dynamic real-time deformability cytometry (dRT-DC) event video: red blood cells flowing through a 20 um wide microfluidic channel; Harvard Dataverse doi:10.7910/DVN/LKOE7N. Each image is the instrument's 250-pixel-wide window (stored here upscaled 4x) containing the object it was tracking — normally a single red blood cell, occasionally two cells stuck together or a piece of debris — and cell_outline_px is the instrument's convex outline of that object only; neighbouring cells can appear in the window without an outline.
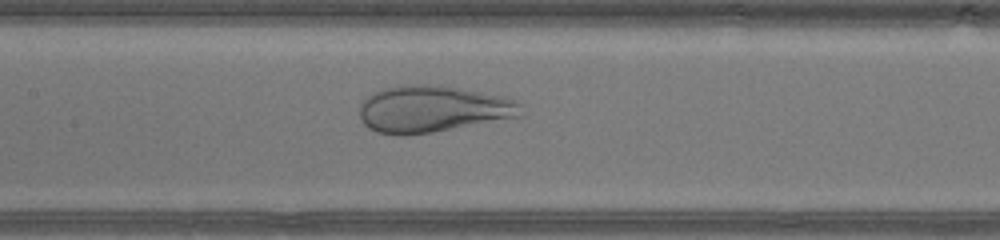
{"species": "human", "species_latin": "Homo sapiens", "temperature_condition": "warm", "stored_images_in_passage": 43, "camera_frame_rate_fps": 3000, "um_per_image_px": 0.085, "donor": {"sex": "male"}, "frame": {"image": 1, "passage_image": 20, "time_ms": 6.333, "image_size_px": [1000, 240], "cell_outline_px": [[524, 116], [432, 132], [376, 132], [368, 128], [360, 120], [360, 104], [372, 92], [384, 88], [400, 84], [436, 84], [504, 96], [516, 100], [524, 104]], "centroid_in_image_um": [36.85, 9.22], "position_along_channel_um": 170.5, "area_um2": 43.81}}
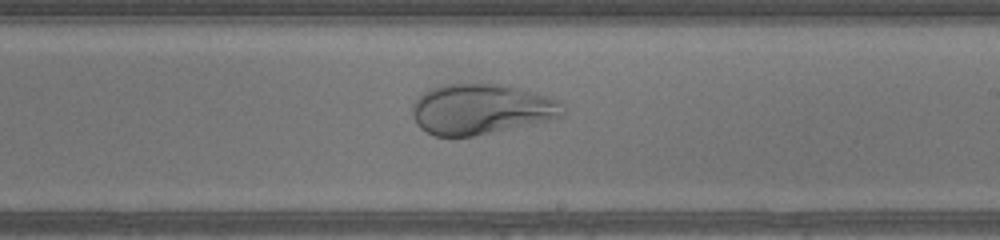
{"frame": {"image": 2, "passage_image": 25, "time_ms": 8.0, "image_size_px": [1000, 240], "cell_outline_px": [[564, 112], [560, 116], [548, 120], [532, 124], [472, 136], [436, 136], [420, 128], [416, 124], [412, 116], [412, 104], [424, 92], [432, 88], [448, 84], [504, 84], [548, 96], [560, 100], [564, 104]], "centroid_in_image_um": [40.9, 9.27], "position_along_channel_um": 248.1, "area_um2": 44.04}}
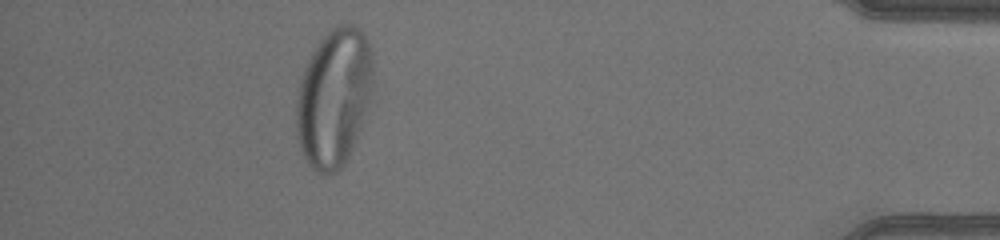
{"frame": {"image": 3, "passage_image": 39, "time_ms": 12.667, "image_size_px": [1000, 240], "cell_outline_px": [[372, 80], [368, 100], [360, 128], [352, 148], [344, 164], [336, 172], [324, 176], [316, 172], [308, 164], [300, 148], [296, 136], [296, 100], [300, 80], [304, 68], [312, 52], [320, 40], [332, 28], [340, 24], [352, 24], [364, 36], [372, 52]], "centroid_in_image_um": [28.34, 8.33], "position_along_channel_um": 406.9, "area_um2": 61.33}}